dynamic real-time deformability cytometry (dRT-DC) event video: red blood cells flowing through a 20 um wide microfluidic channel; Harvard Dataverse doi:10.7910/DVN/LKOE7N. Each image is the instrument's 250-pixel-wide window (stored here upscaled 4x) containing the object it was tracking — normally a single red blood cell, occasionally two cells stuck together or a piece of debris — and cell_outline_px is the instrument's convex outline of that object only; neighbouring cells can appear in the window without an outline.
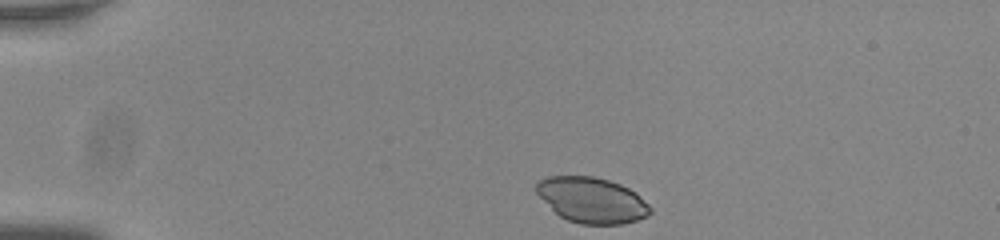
{"species": "common noctule bat (a hibernating species)", "species_latin": "Nyctalus noctula", "temperature_condition": "room temperature", "stored_images_in_passage": 44, "camera_frame_rate_fps": 3000, "um_per_image_px": 0.085, "animal": {"sex": "male", "body_mass_g": 20.0, "forearm_length_mm": 53.3}, "frame": {"image": 1, "passage_image": 1, "time_ms": 0.0, "image_size_px": [1000, 240], "cell_outline_px": [[652, 212], [648, 216], [636, 220], [620, 224], [580, 224], [568, 220], [560, 216], [536, 192], [536, 184], [540, 180], [548, 176], [592, 176], [608, 180], [620, 184], [636, 192], [652, 208]], "centroid_in_image_um": [50.34, 17.01], "position_along_channel_um": 34.7, "area_um2": 30.0}}